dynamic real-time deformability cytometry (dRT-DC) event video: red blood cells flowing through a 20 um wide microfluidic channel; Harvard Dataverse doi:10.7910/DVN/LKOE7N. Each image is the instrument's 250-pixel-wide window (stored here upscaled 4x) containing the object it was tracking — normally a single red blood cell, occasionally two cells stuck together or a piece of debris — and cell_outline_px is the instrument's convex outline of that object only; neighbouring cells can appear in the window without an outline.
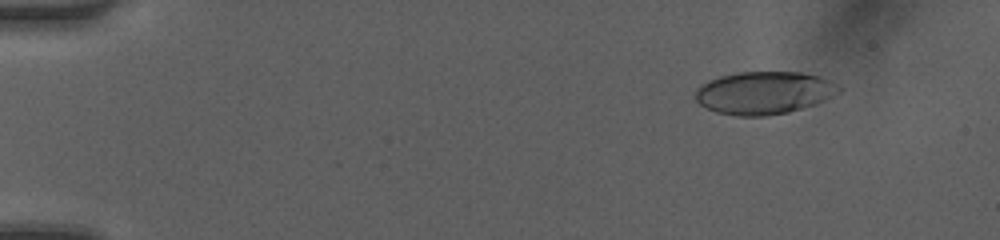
{"species": "human", "species_latin": "Homo sapiens", "temperature_condition": "room temperature", "stored_images_in_passage": 39, "camera_frame_rate_fps": 3000, "um_per_image_px": 0.085, "donor": {"sex": "female"}, "frame": {"image": 1, "passage_image": 5, "time_ms": 1.333, "image_size_px": [1000, 240], "cell_outline_px": [[840, 92], [824, 100], [788, 112], [768, 116], [736, 116], [716, 112], [700, 104], [696, 100], [696, 88], [700, 84], [708, 80], [720, 76], [736, 72], [804, 72], [820, 76], [828, 80], [840, 88]], "centroid_in_image_um": [64.9, 7.88], "position_along_channel_um": 20.1, "area_um2": 35.6}}
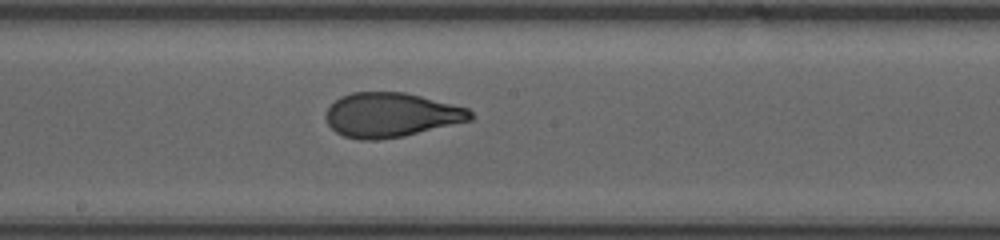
{"frame": {"image": 2, "passage_image": 22, "time_ms": 7.0, "image_size_px": [1000, 240], "cell_outline_px": [[472, 120], [404, 136], [376, 140], [360, 140], [344, 136], [336, 132], [328, 124], [324, 116], [328, 108], [340, 96], [352, 92], [404, 92], [468, 108], [472, 112]], "centroid_in_image_um": [33.22, 9.77], "position_along_channel_um": 215.0, "area_um2": 37.34}}
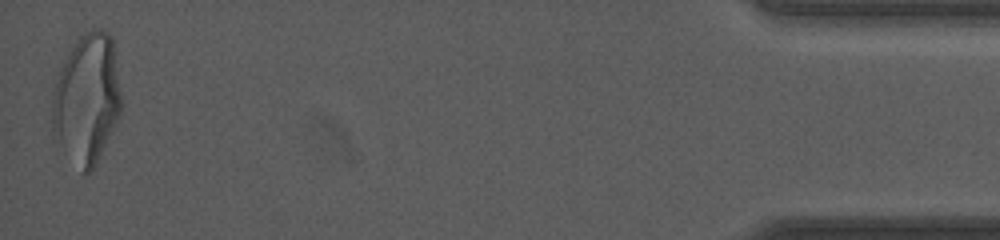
{"frame": {"image": 3, "passage_image": 39, "time_ms": 12.667, "image_size_px": [1000, 240], "cell_outline_px": [[120, 116], [92, 172], [84, 172], [52, 136], [52, 100], [56, 84], [60, 72], [72, 48], [80, 36], [84, 32], [92, 28], [100, 28], [108, 32], [112, 36], [120, 96]], "centroid_in_image_um": [7.39, 8.41], "position_along_channel_um": 427.8, "area_um2": 51.27}, "authors_computed_cell_mechanics": {"area_um2": 37.3388, "velocity_mm_per_s": 4.2155, "shape_relaxation_time_tau1_ms": 3.6414, "shape_relaxation_time_tau2_ms": 0.6824, "deformation_change_tau1": 0.181, "deformation_change_tau2": 0.072}}